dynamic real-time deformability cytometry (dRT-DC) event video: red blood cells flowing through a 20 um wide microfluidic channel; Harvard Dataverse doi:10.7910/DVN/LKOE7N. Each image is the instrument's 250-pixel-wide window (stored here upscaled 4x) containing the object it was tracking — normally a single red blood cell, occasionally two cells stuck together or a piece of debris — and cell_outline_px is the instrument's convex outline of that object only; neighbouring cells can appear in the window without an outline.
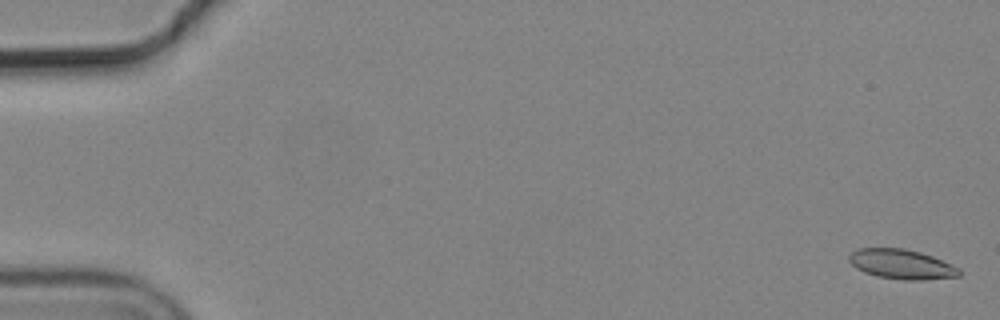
{"species": "common noctule bat (a hibernating species)", "species_latin": "Nyctalus noctula", "temperature_condition": "cold", "stored_images_in_passage": 6, "camera_frame_rate_fps": 3000, "um_per_image_px": 0.085, "animal": {"sex": "male", "body_mass_g": 19.2, "forearm_length_mm": 51.8}, "frame": {"image": 1, "passage_image": 1, "time_ms": 0.0, "image_size_px": [1000, 320], "cell_outline_px": [[960, 276], [924, 280], [904, 280], [876, 276], [864, 272], [856, 268], [848, 260], [848, 256], [856, 248], [904, 248], [920, 252], [932, 256], [952, 264], [960, 268]], "centroid_in_image_um": [76.63, 22.46], "position_along_channel_um": 8.4, "area_um2": 19.19}}
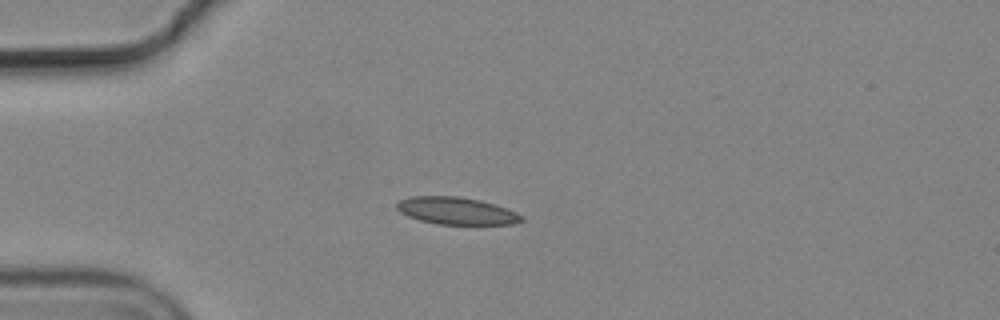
{"frame": {"image": 2, "passage_image": 5, "time_ms": 1.333, "image_size_px": [1000, 320], "cell_outline_px": [[524, 220], [512, 224], [436, 224], [420, 220], [408, 216], [400, 212], [396, 208], [396, 204], [400, 200], [412, 196], [460, 196], [480, 200], [516, 212], [524, 216]], "centroid_in_image_um": [38.78, 17.92], "position_along_channel_um": 46.2, "area_um2": 19.71}}